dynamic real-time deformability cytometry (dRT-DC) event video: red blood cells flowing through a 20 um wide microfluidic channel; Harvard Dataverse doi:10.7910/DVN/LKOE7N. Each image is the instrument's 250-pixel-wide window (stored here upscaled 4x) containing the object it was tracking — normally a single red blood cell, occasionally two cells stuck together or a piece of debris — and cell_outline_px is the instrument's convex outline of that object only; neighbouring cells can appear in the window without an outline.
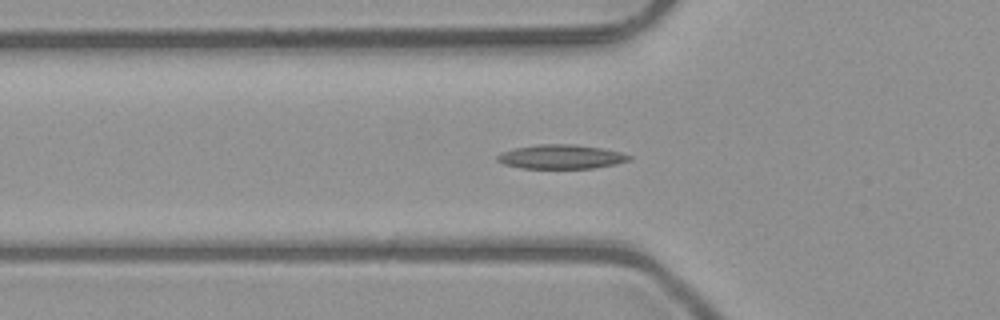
{"species": "common noctule bat (a hibernating species)", "species_latin": "Nyctalus noctula", "temperature_condition": "room temperature", "stored_images_in_passage": 46, "camera_frame_rate_fps": 3000, "um_per_image_px": 0.085, "animal": {"sex": "male", "body_mass_g": 23.1, "forearm_length_mm": 52.7}, "frame": {"image": 1, "passage_image": 11, "time_ms": 3.333, "image_size_px": [1000, 320], "cell_outline_px": [[632, 160], [616, 164], [592, 168], [524, 168], [504, 164], [496, 160], [496, 156], [500, 152], [516, 148], [540, 144], [572, 144], [600, 148], [620, 152], [632, 156]], "centroid_in_image_um": [47.7, 13.32], "position_along_channel_um": 78.1, "area_um2": 18.44}}
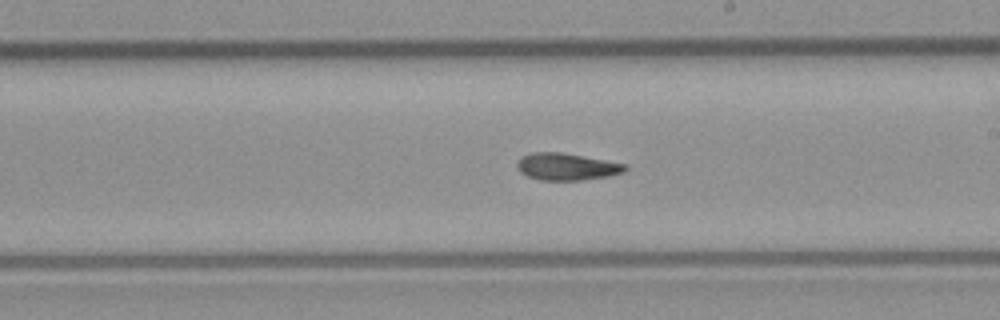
{"frame": {"image": 2, "passage_image": 23, "time_ms": 7.333, "image_size_px": [1000, 320], "cell_outline_px": [[628, 168], [624, 172], [608, 176], [580, 180], [540, 180], [528, 176], [520, 172], [516, 168], [516, 164], [520, 156], [532, 152], [560, 152], [628, 164]], "centroid_in_image_um": [48.15, 14.16], "position_along_channel_um": 240.9, "area_um2": 17.11}}
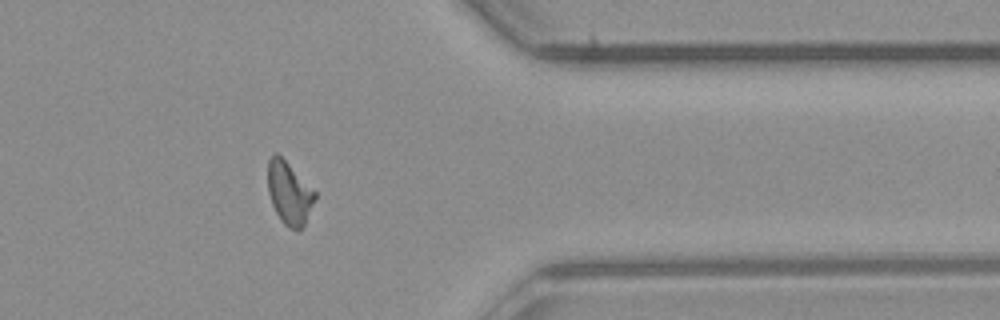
{"frame": {"image": 3, "passage_image": 35, "time_ms": 11.333, "image_size_px": [1000, 320], "cell_outline_px": [[316, 196], [304, 224], [300, 228], [288, 228], [280, 220], [272, 204], [268, 192], [268, 160], [276, 152], [316, 192]], "centroid_in_image_um": [24.56, 16.41], "position_along_channel_um": 386.8, "area_um2": 16.7}, "authors_computed_cell_mechanics": {"area_um2": 17.1666, "velocity_mm_per_s": 4.0327, "shape_relaxation_time_tau1_ms": 8.884, "shape_relaxation_time_tau2_ms": 3.9177, "deformation_change_tau1": 0.2255, "deformation_change_tau2": 0.0949}}